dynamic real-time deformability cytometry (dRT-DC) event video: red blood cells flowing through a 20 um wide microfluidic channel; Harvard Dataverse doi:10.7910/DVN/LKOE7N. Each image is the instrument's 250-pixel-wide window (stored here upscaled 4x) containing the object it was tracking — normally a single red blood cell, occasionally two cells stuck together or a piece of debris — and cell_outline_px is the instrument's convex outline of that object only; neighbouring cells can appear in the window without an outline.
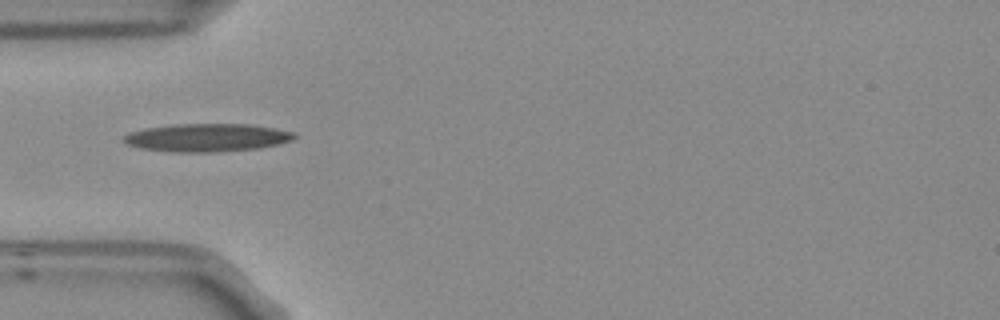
{"species": "Egyptian fruit bat (a non-hibernating species)", "species_latin": "Rousettus aegyptiacus", "temperature_condition": "room temperature", "stored_images_in_passage": 1, "camera_frame_rate_fps": 3000, "um_per_image_px": 0.085, "frame": {"image": 1, "passage_image": 1, "time_ms": 0.0, "image_size_px": [1000, 320], "cell_outline_px": [[296, 136], [292, 140], [260, 148], [212, 152], [172, 152], [140, 148], [128, 144], [120, 140], [124, 136], [132, 132], [144, 128], [172, 124], [252, 124], [276, 128], [296, 132]], "centroid_in_image_um": [17.6, 11.69], "position_along_channel_um": 67.4, "area_um2": 27.98}}